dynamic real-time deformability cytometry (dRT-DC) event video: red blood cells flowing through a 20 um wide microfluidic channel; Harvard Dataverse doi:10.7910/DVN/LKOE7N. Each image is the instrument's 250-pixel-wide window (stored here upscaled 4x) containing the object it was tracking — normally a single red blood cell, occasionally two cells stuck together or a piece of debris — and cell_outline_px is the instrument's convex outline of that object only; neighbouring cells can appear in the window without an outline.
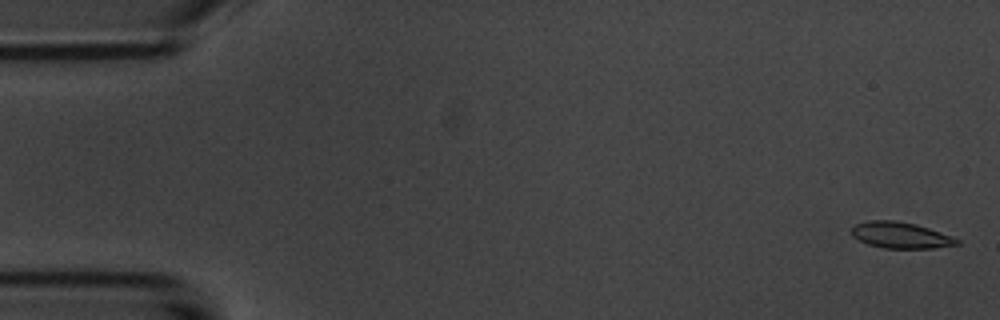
{"species": "common noctule bat (a hibernating species)", "species_latin": "Nyctalus noctula", "temperature_condition": "room temperature", "stored_images_in_passage": 6, "camera_frame_rate_fps": 3000, "um_per_image_px": 0.085, "animal": {"sex": "male", "body_mass_g": 20.1, "forearm_length_mm": 53.5}, "frame": {"image": 1, "passage_image": 1, "time_ms": 0.0, "image_size_px": [1000, 320], "cell_outline_px": [[960, 244], [932, 248], [884, 248], [868, 244], [852, 236], [852, 228], [856, 224], [868, 220], [896, 220], [916, 224], [952, 236], [960, 240]], "centroid_in_image_um": [76.56, 19.98], "position_along_channel_um": 8.4, "area_um2": 16.01}}
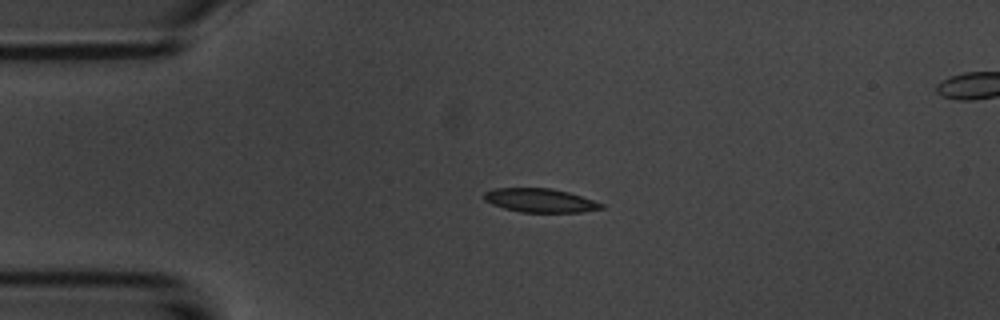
{"frame": {"image": 2, "passage_image": 4, "time_ms": 3.667, "image_size_px": [1000, 320], "cell_outline_px": [[604, 208], [580, 212], [520, 212], [504, 208], [492, 204], [484, 200], [484, 192], [496, 188], [552, 188], [568, 192], [604, 204]], "centroid_in_image_um": [45.89, 17.03], "position_along_channel_um": 39.1, "area_um2": 16.13}}